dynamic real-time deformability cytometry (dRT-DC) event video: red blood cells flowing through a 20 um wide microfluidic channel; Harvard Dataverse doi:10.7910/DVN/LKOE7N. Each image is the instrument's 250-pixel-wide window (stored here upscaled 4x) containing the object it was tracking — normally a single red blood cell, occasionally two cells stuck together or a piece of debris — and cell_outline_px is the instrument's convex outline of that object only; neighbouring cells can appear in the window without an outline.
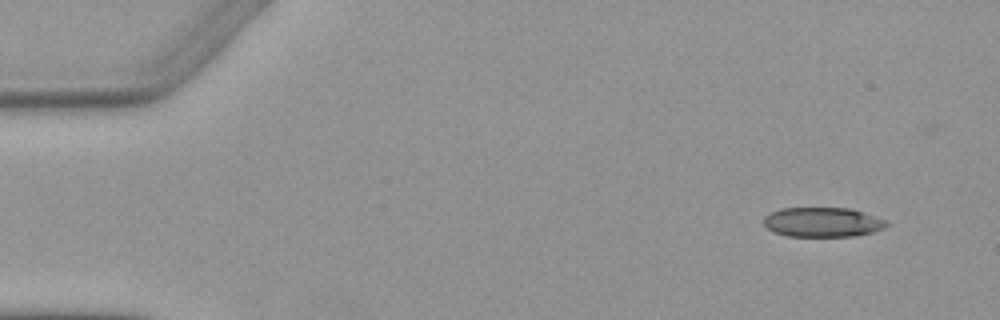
{"species": "Egyptian fruit bat (a non-hibernating species)", "species_latin": "Rousettus aegyptiacus", "temperature_condition": "warm", "stored_images_in_passage": 4, "camera_frame_rate_fps": 3000, "um_per_image_px": 0.085, "animal": {"sex": "female"}, "frame": {"image": 1, "passage_image": 1, "time_ms": 0.0, "image_size_px": [1000, 320], "cell_outline_px": [[888, 224], [884, 228], [872, 232], [856, 236], [788, 236], [772, 232], [764, 224], [764, 216], [780, 208], [852, 208], [864, 212], [884, 220]], "centroid_in_image_um": [69.9, 18.88], "position_along_channel_um": 15.1, "area_um2": 21.15}}
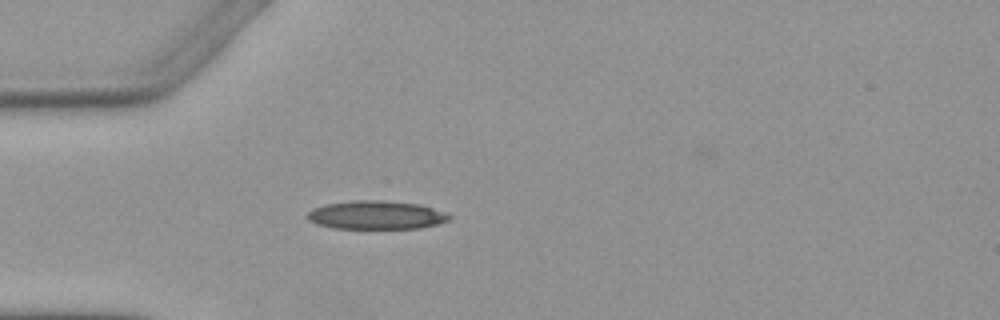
{"frame": {"image": 2, "passage_image": 4, "time_ms": 3.667, "image_size_px": [1000, 320], "cell_outline_px": [[452, 216], [448, 220], [440, 224], [420, 228], [336, 228], [316, 224], [308, 220], [304, 216], [312, 208], [324, 204], [352, 200], [384, 200], [420, 204], [444, 212]], "centroid_in_image_um": [31.95, 18.27], "position_along_channel_um": 53.1, "area_um2": 23.76}}